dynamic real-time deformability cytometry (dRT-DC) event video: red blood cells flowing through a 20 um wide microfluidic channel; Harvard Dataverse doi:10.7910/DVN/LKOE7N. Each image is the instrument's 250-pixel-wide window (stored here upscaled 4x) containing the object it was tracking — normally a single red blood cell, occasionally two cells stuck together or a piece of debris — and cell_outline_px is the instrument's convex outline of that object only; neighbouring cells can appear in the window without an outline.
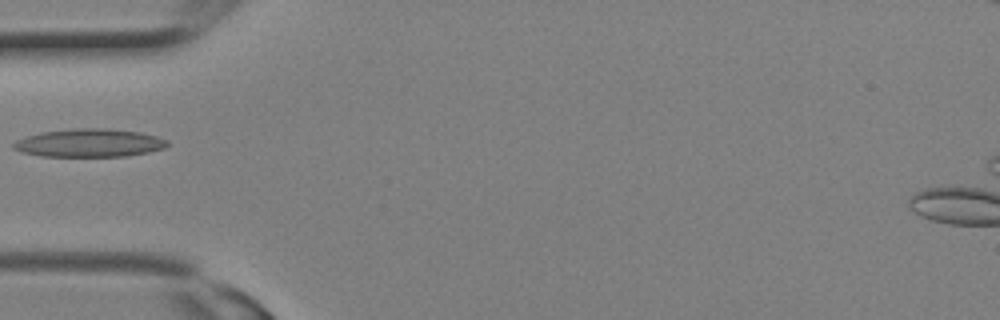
{"species": "Egyptian fruit bat (a non-hibernating species)", "species_latin": "Rousettus aegyptiacus", "temperature_condition": "room temperature", "stored_images_in_passage": 2, "camera_frame_rate_fps": 3000, "um_per_image_px": 0.085, "animal": {"sex": "female"}, "frame": {"image": 1, "passage_image": 2, "time_ms": 0.333, "image_size_px": [1000, 320], "cell_outline_px": [[168, 144], [164, 148], [148, 152], [128, 156], [40, 156], [24, 152], [12, 148], [12, 144], [16, 140], [40, 132], [76, 128], [100, 128], [140, 132], [156, 136], [168, 140]], "centroid_in_image_um": [7.59, 12.15], "position_along_channel_um": 77.4, "area_um2": 25.09}}